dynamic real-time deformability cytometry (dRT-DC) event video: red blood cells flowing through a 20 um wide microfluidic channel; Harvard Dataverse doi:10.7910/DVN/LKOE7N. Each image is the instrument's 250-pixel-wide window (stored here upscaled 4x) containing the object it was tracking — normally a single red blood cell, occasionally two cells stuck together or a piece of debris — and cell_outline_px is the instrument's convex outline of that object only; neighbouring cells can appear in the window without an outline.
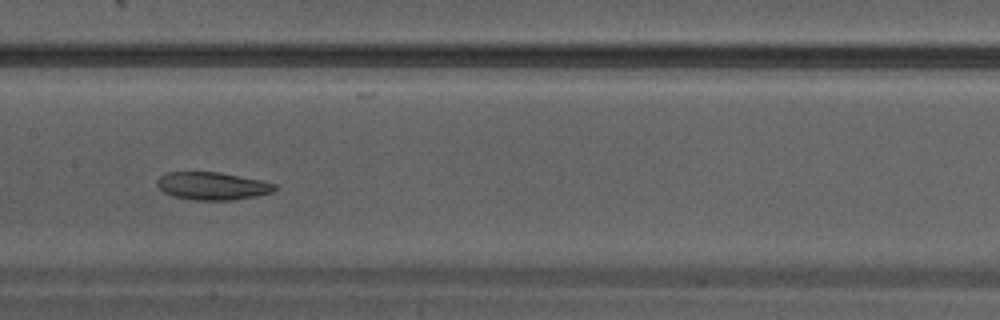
{"species": "Egyptian fruit bat (a non-hibernating species)", "species_latin": "Rousettus aegyptiacus", "temperature_condition": "warm", "stored_images_in_passage": 33, "camera_frame_rate_fps": 3000, "um_per_image_px": 0.085, "animal": {"sex": "male"}, "frame": {"image": 1, "passage_image": 15, "time_ms": 4.667, "image_size_px": [1000, 320], "cell_outline_px": [[276, 188], [272, 192], [256, 196], [232, 200], [196, 200], [176, 196], [164, 192], [156, 184], [156, 180], [160, 176], [168, 172], [216, 172], [260, 180], [276, 184]], "centroid_in_image_um": [18.04, 15.8], "position_along_channel_um": 189.4, "area_um2": 18.73}}